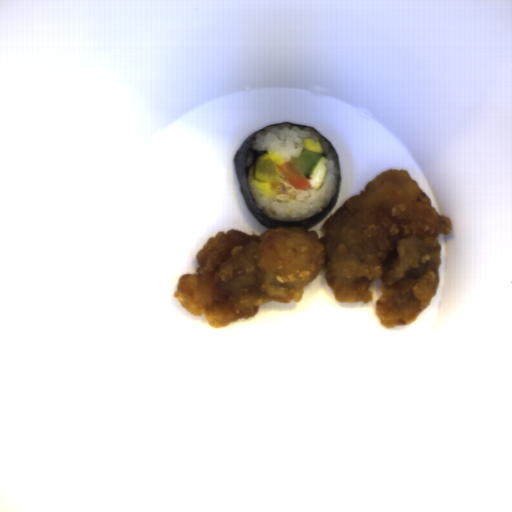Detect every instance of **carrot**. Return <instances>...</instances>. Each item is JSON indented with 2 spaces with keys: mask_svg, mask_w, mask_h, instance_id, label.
<instances>
[{
  "mask_svg": "<svg viewBox=\"0 0 512 512\" xmlns=\"http://www.w3.org/2000/svg\"><path fill=\"white\" fill-rule=\"evenodd\" d=\"M277 168L286 181L296 189L303 190L310 187L309 181L293 160L283 162Z\"/></svg>",
  "mask_w": 512,
  "mask_h": 512,
  "instance_id": "obj_1",
  "label": "carrot"
}]
</instances>
